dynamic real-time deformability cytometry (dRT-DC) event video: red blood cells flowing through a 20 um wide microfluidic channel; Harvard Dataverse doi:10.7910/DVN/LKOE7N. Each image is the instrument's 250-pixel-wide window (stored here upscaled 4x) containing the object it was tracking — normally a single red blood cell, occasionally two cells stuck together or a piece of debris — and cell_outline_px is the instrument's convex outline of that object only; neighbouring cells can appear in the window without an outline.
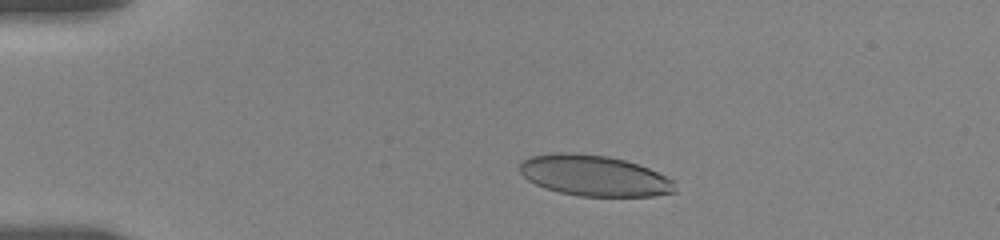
{"species": "human", "species_latin": "Homo sapiens", "temperature_condition": "room temperature", "stored_images_in_passage": 60, "camera_frame_rate_fps": 3000, "um_per_image_px": 0.085, "donor": {"sex": "female"}, "frame": {"image": 1, "passage_image": 11, "time_ms": 2.667, "image_size_px": [1000, 240], "cell_outline_px": [[676, 192], [652, 196], [580, 196], [560, 192], [536, 184], [528, 180], [520, 172], [520, 164], [524, 160], [532, 156], [552, 152], [568, 152], [608, 156], [624, 160], [648, 168], [672, 180]], "centroid_in_image_um": [50.48, 14.92], "position_along_channel_um": 34.5, "area_um2": 36.53}}
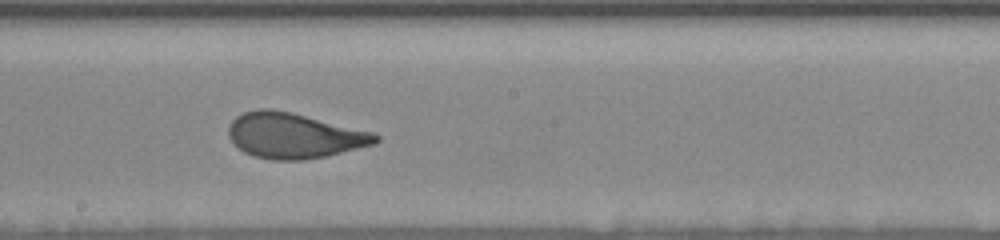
{"frame": {"image": 2, "passage_image": 35, "time_ms": 9.333, "image_size_px": [1000, 240], "cell_outline_px": [[380, 140], [376, 144], [328, 156], [304, 160], [272, 160], [252, 156], [244, 152], [232, 144], [228, 136], [228, 124], [236, 116], [244, 112], [256, 108], [272, 108], [292, 112], [372, 132], [380, 136]], "centroid_in_image_um": [24.96, 11.53], "position_along_channel_um": 223.2, "area_um2": 39.42}}
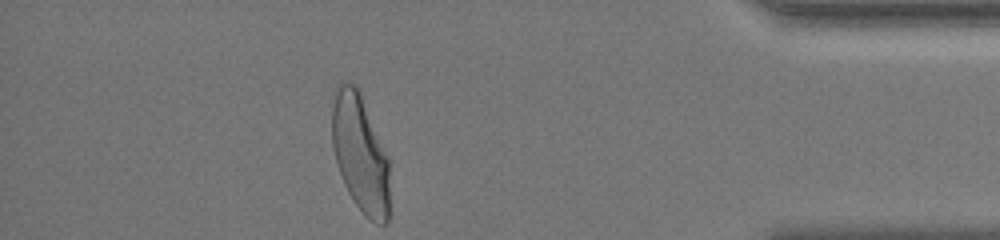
{"frame": {"image": 3, "passage_image": 60, "time_ms": 15.333, "image_size_px": [1000, 240], "cell_outline_px": [[388, 224], [376, 224], [368, 220], [364, 216], [348, 192], [344, 184], [336, 164], [332, 144], [332, 104], [336, 84], [356, 84], [360, 88], [388, 156]], "centroid_in_image_um": [30.61, 13.02], "position_along_channel_um": 404.6, "area_um2": 40.06}, "authors_computed_cell_mechanics": {"area_um2": 38.3792, "velocity_mm_per_s": 3.6208, "shape_relaxation_time_tau1_ms": 4.6948, "shape_relaxation_time_tau2_ms": null, "deformation_change_tau1": 0.18, "deformation_change_tau2": null}}